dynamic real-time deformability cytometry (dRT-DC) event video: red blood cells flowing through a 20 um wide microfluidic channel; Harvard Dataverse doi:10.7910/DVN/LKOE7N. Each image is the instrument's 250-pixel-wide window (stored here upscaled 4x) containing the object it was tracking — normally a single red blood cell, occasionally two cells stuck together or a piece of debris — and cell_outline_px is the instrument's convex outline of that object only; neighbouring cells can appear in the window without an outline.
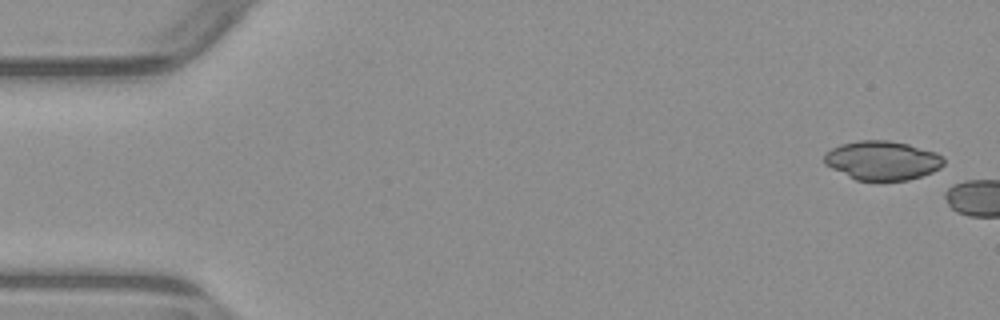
{"species": "common noctule bat (a hibernating species)", "species_latin": "Nyctalus noctula", "temperature_condition": "warm", "stored_images_in_passage": 5, "camera_frame_rate_fps": 3000, "um_per_image_px": 0.085, "animal": {"sex": "male", "body_mass_g": 23.1, "forearm_length_mm": 52.7}, "frame": {"image": 1, "passage_image": 1, "time_ms": 0.0, "image_size_px": [1000, 320], "cell_outline_px": [[944, 164], [940, 168], [932, 172], [908, 180], [856, 180], [824, 164], [824, 152], [840, 144], [860, 140], [888, 140], [908, 144], [936, 152], [944, 156]], "centroid_in_image_um": [75.0, 13.63], "position_along_channel_um": 10.0, "area_um2": 27.22}}
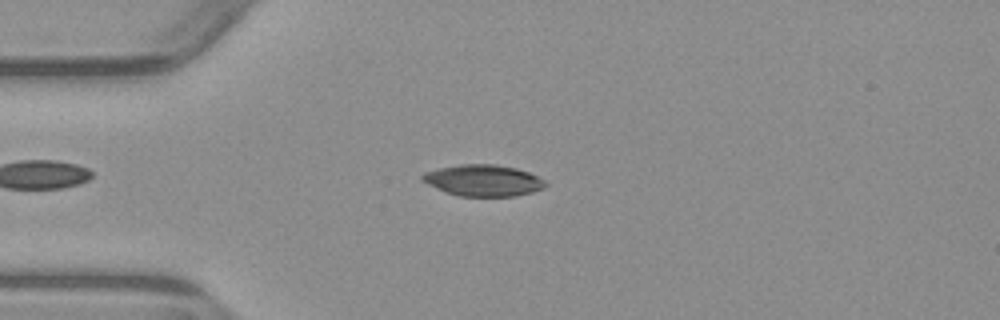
{"frame": {"image": 2, "passage_image": 5, "time_ms": 5.333, "image_size_px": [1000, 320], "cell_outline_px": [[548, 184], [544, 188], [532, 192], [516, 196], [460, 196], [444, 192], [420, 180], [420, 176], [424, 172], [440, 168], [460, 164], [496, 164], [516, 168], [528, 172], [544, 180]], "centroid_in_image_um": [41.06, 15.34], "position_along_channel_um": 43.9, "area_um2": 22.6}}